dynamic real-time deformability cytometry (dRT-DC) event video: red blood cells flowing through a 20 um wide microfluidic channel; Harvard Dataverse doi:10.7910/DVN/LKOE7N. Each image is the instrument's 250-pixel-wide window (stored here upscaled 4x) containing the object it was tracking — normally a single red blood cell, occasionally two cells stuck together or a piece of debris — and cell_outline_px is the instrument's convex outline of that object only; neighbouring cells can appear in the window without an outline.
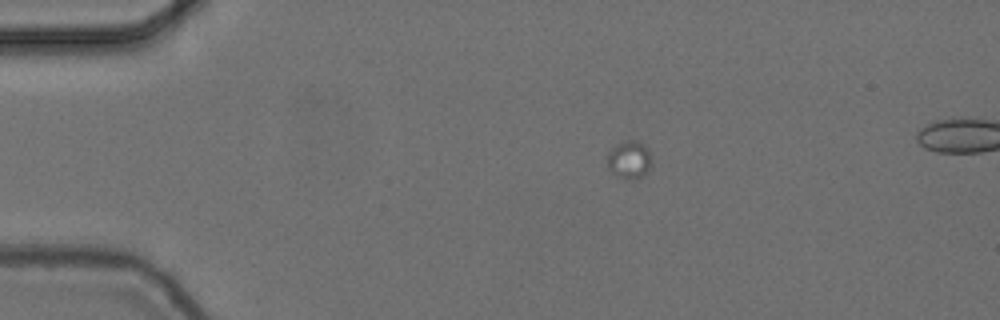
{"species": "common noctule bat (a hibernating species)", "species_latin": "Nyctalus noctula", "temperature_condition": "cold", "stored_images_in_passage": 14, "camera_frame_rate_fps": 3000, "um_per_image_px": 0.085, "animal": {"sex": "female", "body_mass_g": 24.6, "forearm_length_mm": 56.2}, "frame": {"image": 1, "passage_image": 1, "time_ms": 0.0, "image_size_px": [1000, 320], "cell_outline_px": [[652, 164], [648, 172], [644, 176], [632, 180], [624, 180], [612, 172], [608, 168], [608, 152], [616, 144], [624, 140], [636, 140], [648, 148]], "centroid_in_image_um": [53.51, 13.59], "position_along_channel_um": 31.5, "area_um2": 10.0}}